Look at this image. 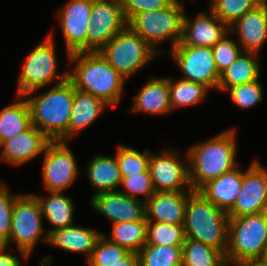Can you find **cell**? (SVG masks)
<instances>
[{"label":"cell","mask_w":267,"mask_h":266,"mask_svg":"<svg viewBox=\"0 0 267 266\" xmlns=\"http://www.w3.org/2000/svg\"><path fill=\"white\" fill-rule=\"evenodd\" d=\"M68 61L74 65L68 70V79L74 88L90 93L115 107L122 99L126 81L99 51H81L69 54Z\"/></svg>","instance_id":"obj_1"},{"label":"cell","mask_w":267,"mask_h":266,"mask_svg":"<svg viewBox=\"0 0 267 266\" xmlns=\"http://www.w3.org/2000/svg\"><path fill=\"white\" fill-rule=\"evenodd\" d=\"M236 128H229L205 142L190 146L187 152L192 190L233 170L236 164Z\"/></svg>","instance_id":"obj_2"},{"label":"cell","mask_w":267,"mask_h":266,"mask_svg":"<svg viewBox=\"0 0 267 266\" xmlns=\"http://www.w3.org/2000/svg\"><path fill=\"white\" fill-rule=\"evenodd\" d=\"M27 93V100L32 125L37 127L51 141H67L68 126L73 107L74 86L67 78L55 83L46 93L32 97Z\"/></svg>","instance_id":"obj_3"},{"label":"cell","mask_w":267,"mask_h":266,"mask_svg":"<svg viewBox=\"0 0 267 266\" xmlns=\"http://www.w3.org/2000/svg\"><path fill=\"white\" fill-rule=\"evenodd\" d=\"M228 214L208 201L200 192L189 193L185 208V238L200 241L224 255L228 246Z\"/></svg>","instance_id":"obj_4"},{"label":"cell","mask_w":267,"mask_h":266,"mask_svg":"<svg viewBox=\"0 0 267 266\" xmlns=\"http://www.w3.org/2000/svg\"><path fill=\"white\" fill-rule=\"evenodd\" d=\"M266 244L267 212L229 217L225 253L228 266H244L258 261Z\"/></svg>","instance_id":"obj_5"},{"label":"cell","mask_w":267,"mask_h":266,"mask_svg":"<svg viewBox=\"0 0 267 266\" xmlns=\"http://www.w3.org/2000/svg\"><path fill=\"white\" fill-rule=\"evenodd\" d=\"M184 9V5L180 1H172L163 9L135 14L127 22V26L134 33L139 34L158 54H161L157 45L163 41L170 40L172 46L170 49L180 42Z\"/></svg>","instance_id":"obj_6"},{"label":"cell","mask_w":267,"mask_h":266,"mask_svg":"<svg viewBox=\"0 0 267 266\" xmlns=\"http://www.w3.org/2000/svg\"><path fill=\"white\" fill-rule=\"evenodd\" d=\"M43 219L40 204L33 193L20 194L13 204L9 241L4 246L9 248L15 242L22 258L28 259L40 239L48 244Z\"/></svg>","instance_id":"obj_7"},{"label":"cell","mask_w":267,"mask_h":266,"mask_svg":"<svg viewBox=\"0 0 267 266\" xmlns=\"http://www.w3.org/2000/svg\"><path fill=\"white\" fill-rule=\"evenodd\" d=\"M99 52L126 80L159 55L128 26L117 33Z\"/></svg>","instance_id":"obj_8"},{"label":"cell","mask_w":267,"mask_h":266,"mask_svg":"<svg viewBox=\"0 0 267 266\" xmlns=\"http://www.w3.org/2000/svg\"><path fill=\"white\" fill-rule=\"evenodd\" d=\"M53 34L39 43L25 58L17 83V95L33 94L49 84L61 83L68 78V72L57 73L56 46Z\"/></svg>","instance_id":"obj_9"},{"label":"cell","mask_w":267,"mask_h":266,"mask_svg":"<svg viewBox=\"0 0 267 266\" xmlns=\"http://www.w3.org/2000/svg\"><path fill=\"white\" fill-rule=\"evenodd\" d=\"M170 53L184 74L181 79L201 83L210 90H217L220 73L211 47L185 46L179 42Z\"/></svg>","instance_id":"obj_10"},{"label":"cell","mask_w":267,"mask_h":266,"mask_svg":"<svg viewBox=\"0 0 267 266\" xmlns=\"http://www.w3.org/2000/svg\"><path fill=\"white\" fill-rule=\"evenodd\" d=\"M127 27L121 0H93L87 32V51H99Z\"/></svg>","instance_id":"obj_11"},{"label":"cell","mask_w":267,"mask_h":266,"mask_svg":"<svg viewBox=\"0 0 267 266\" xmlns=\"http://www.w3.org/2000/svg\"><path fill=\"white\" fill-rule=\"evenodd\" d=\"M67 142L51 141L44 151L42 179L47 192H63L77 179L78 165Z\"/></svg>","instance_id":"obj_12"},{"label":"cell","mask_w":267,"mask_h":266,"mask_svg":"<svg viewBox=\"0 0 267 266\" xmlns=\"http://www.w3.org/2000/svg\"><path fill=\"white\" fill-rule=\"evenodd\" d=\"M184 157L187 159L183 160ZM184 157H179L178 152L171 148L161 151L160 155L150 153L148 170L155 191H192L188 157Z\"/></svg>","instance_id":"obj_13"},{"label":"cell","mask_w":267,"mask_h":266,"mask_svg":"<svg viewBox=\"0 0 267 266\" xmlns=\"http://www.w3.org/2000/svg\"><path fill=\"white\" fill-rule=\"evenodd\" d=\"M267 212V169L255 159L243 171L242 186L228 217Z\"/></svg>","instance_id":"obj_14"},{"label":"cell","mask_w":267,"mask_h":266,"mask_svg":"<svg viewBox=\"0 0 267 266\" xmlns=\"http://www.w3.org/2000/svg\"><path fill=\"white\" fill-rule=\"evenodd\" d=\"M93 0H68L58 12L67 58L69 54L87 51V32Z\"/></svg>","instance_id":"obj_15"},{"label":"cell","mask_w":267,"mask_h":266,"mask_svg":"<svg viewBox=\"0 0 267 266\" xmlns=\"http://www.w3.org/2000/svg\"><path fill=\"white\" fill-rule=\"evenodd\" d=\"M90 205L96 212L110 220L111 224L146 220L143 199L137 200L119 191L94 194Z\"/></svg>","instance_id":"obj_16"},{"label":"cell","mask_w":267,"mask_h":266,"mask_svg":"<svg viewBox=\"0 0 267 266\" xmlns=\"http://www.w3.org/2000/svg\"><path fill=\"white\" fill-rule=\"evenodd\" d=\"M50 142L51 140L44 133L31 125L27 130L0 144V161L14 166L22 165L40 153H44Z\"/></svg>","instance_id":"obj_17"},{"label":"cell","mask_w":267,"mask_h":266,"mask_svg":"<svg viewBox=\"0 0 267 266\" xmlns=\"http://www.w3.org/2000/svg\"><path fill=\"white\" fill-rule=\"evenodd\" d=\"M210 13L202 11L194 18H189L186 13L184 14L180 40L182 45L213 47L230 32L229 27L211 10Z\"/></svg>","instance_id":"obj_18"},{"label":"cell","mask_w":267,"mask_h":266,"mask_svg":"<svg viewBox=\"0 0 267 266\" xmlns=\"http://www.w3.org/2000/svg\"><path fill=\"white\" fill-rule=\"evenodd\" d=\"M229 31L238 34L237 40L243 52L259 54L267 40V0L246 12L229 27Z\"/></svg>","instance_id":"obj_19"},{"label":"cell","mask_w":267,"mask_h":266,"mask_svg":"<svg viewBox=\"0 0 267 266\" xmlns=\"http://www.w3.org/2000/svg\"><path fill=\"white\" fill-rule=\"evenodd\" d=\"M191 191H155L145 202L146 220L184 224L185 208Z\"/></svg>","instance_id":"obj_20"},{"label":"cell","mask_w":267,"mask_h":266,"mask_svg":"<svg viewBox=\"0 0 267 266\" xmlns=\"http://www.w3.org/2000/svg\"><path fill=\"white\" fill-rule=\"evenodd\" d=\"M242 167L238 165L219 178L209 181L198 192L213 205L228 213L240 194L243 179Z\"/></svg>","instance_id":"obj_21"},{"label":"cell","mask_w":267,"mask_h":266,"mask_svg":"<svg viewBox=\"0 0 267 266\" xmlns=\"http://www.w3.org/2000/svg\"><path fill=\"white\" fill-rule=\"evenodd\" d=\"M134 98L132 112H143L149 115H164L172 112L167 77H150Z\"/></svg>","instance_id":"obj_22"},{"label":"cell","mask_w":267,"mask_h":266,"mask_svg":"<svg viewBox=\"0 0 267 266\" xmlns=\"http://www.w3.org/2000/svg\"><path fill=\"white\" fill-rule=\"evenodd\" d=\"M103 235L95 229L71 225L48 235V244L67 252L84 253L90 259L97 241Z\"/></svg>","instance_id":"obj_23"},{"label":"cell","mask_w":267,"mask_h":266,"mask_svg":"<svg viewBox=\"0 0 267 266\" xmlns=\"http://www.w3.org/2000/svg\"><path fill=\"white\" fill-rule=\"evenodd\" d=\"M108 106L103 100L94 97L90 93L74 88L73 107L68 126V140L94 123Z\"/></svg>","instance_id":"obj_24"},{"label":"cell","mask_w":267,"mask_h":266,"mask_svg":"<svg viewBox=\"0 0 267 266\" xmlns=\"http://www.w3.org/2000/svg\"><path fill=\"white\" fill-rule=\"evenodd\" d=\"M259 54L241 52L235 61L220 73L217 90L223 93L236 85L246 84L260 77V63L257 60Z\"/></svg>","instance_id":"obj_25"},{"label":"cell","mask_w":267,"mask_h":266,"mask_svg":"<svg viewBox=\"0 0 267 266\" xmlns=\"http://www.w3.org/2000/svg\"><path fill=\"white\" fill-rule=\"evenodd\" d=\"M49 196L42 197L41 195L33 194L38 200L42 215L48 222L53 225V229L47 230L49 235L55 230L62 229L73 225L74 204L73 198L66 197L59 191H49Z\"/></svg>","instance_id":"obj_26"},{"label":"cell","mask_w":267,"mask_h":266,"mask_svg":"<svg viewBox=\"0 0 267 266\" xmlns=\"http://www.w3.org/2000/svg\"><path fill=\"white\" fill-rule=\"evenodd\" d=\"M87 167L88 180L96 193L118 191L121 173L115 157L95 155Z\"/></svg>","instance_id":"obj_27"},{"label":"cell","mask_w":267,"mask_h":266,"mask_svg":"<svg viewBox=\"0 0 267 266\" xmlns=\"http://www.w3.org/2000/svg\"><path fill=\"white\" fill-rule=\"evenodd\" d=\"M16 99V102L5 106L0 111V144L32 125L26 98L23 95H17Z\"/></svg>","instance_id":"obj_28"},{"label":"cell","mask_w":267,"mask_h":266,"mask_svg":"<svg viewBox=\"0 0 267 266\" xmlns=\"http://www.w3.org/2000/svg\"><path fill=\"white\" fill-rule=\"evenodd\" d=\"M182 266H228L225 255L200 241L184 239Z\"/></svg>","instance_id":"obj_29"},{"label":"cell","mask_w":267,"mask_h":266,"mask_svg":"<svg viewBox=\"0 0 267 266\" xmlns=\"http://www.w3.org/2000/svg\"><path fill=\"white\" fill-rule=\"evenodd\" d=\"M111 230V237L103 235L129 252L138 253L146 244L147 220L112 224Z\"/></svg>","instance_id":"obj_30"},{"label":"cell","mask_w":267,"mask_h":266,"mask_svg":"<svg viewBox=\"0 0 267 266\" xmlns=\"http://www.w3.org/2000/svg\"><path fill=\"white\" fill-rule=\"evenodd\" d=\"M169 98L172 111L174 108L193 106L206 98L208 91L207 86L188 80L178 79L174 82L169 78Z\"/></svg>","instance_id":"obj_31"},{"label":"cell","mask_w":267,"mask_h":266,"mask_svg":"<svg viewBox=\"0 0 267 266\" xmlns=\"http://www.w3.org/2000/svg\"><path fill=\"white\" fill-rule=\"evenodd\" d=\"M138 255L140 266H182V245L145 244Z\"/></svg>","instance_id":"obj_32"},{"label":"cell","mask_w":267,"mask_h":266,"mask_svg":"<svg viewBox=\"0 0 267 266\" xmlns=\"http://www.w3.org/2000/svg\"><path fill=\"white\" fill-rule=\"evenodd\" d=\"M116 160L121 177L149 173L150 150L148 149L140 153L132 147L119 144L116 151Z\"/></svg>","instance_id":"obj_33"},{"label":"cell","mask_w":267,"mask_h":266,"mask_svg":"<svg viewBox=\"0 0 267 266\" xmlns=\"http://www.w3.org/2000/svg\"><path fill=\"white\" fill-rule=\"evenodd\" d=\"M211 10L228 27L246 12L255 9L264 0H210Z\"/></svg>","instance_id":"obj_34"},{"label":"cell","mask_w":267,"mask_h":266,"mask_svg":"<svg viewBox=\"0 0 267 266\" xmlns=\"http://www.w3.org/2000/svg\"><path fill=\"white\" fill-rule=\"evenodd\" d=\"M184 224L147 221L146 244L183 245Z\"/></svg>","instance_id":"obj_35"},{"label":"cell","mask_w":267,"mask_h":266,"mask_svg":"<svg viewBox=\"0 0 267 266\" xmlns=\"http://www.w3.org/2000/svg\"><path fill=\"white\" fill-rule=\"evenodd\" d=\"M129 251L102 235L96 243L90 259L89 266H105L119 262Z\"/></svg>","instance_id":"obj_36"},{"label":"cell","mask_w":267,"mask_h":266,"mask_svg":"<svg viewBox=\"0 0 267 266\" xmlns=\"http://www.w3.org/2000/svg\"><path fill=\"white\" fill-rule=\"evenodd\" d=\"M226 91L232 102L240 109L253 107L263 101V89L259 78L250 83L233 86Z\"/></svg>","instance_id":"obj_37"},{"label":"cell","mask_w":267,"mask_h":266,"mask_svg":"<svg viewBox=\"0 0 267 266\" xmlns=\"http://www.w3.org/2000/svg\"><path fill=\"white\" fill-rule=\"evenodd\" d=\"M120 186H123L125 191L118 190L119 192L137 200L140 199L138 195H142L145 197L144 202L155 193L150 173L122 177Z\"/></svg>","instance_id":"obj_38"},{"label":"cell","mask_w":267,"mask_h":266,"mask_svg":"<svg viewBox=\"0 0 267 266\" xmlns=\"http://www.w3.org/2000/svg\"><path fill=\"white\" fill-rule=\"evenodd\" d=\"M230 34V32L226 34L213 47H211L219 73L229 67L242 52L241 46L238 42H235L231 38L227 37Z\"/></svg>","instance_id":"obj_39"},{"label":"cell","mask_w":267,"mask_h":266,"mask_svg":"<svg viewBox=\"0 0 267 266\" xmlns=\"http://www.w3.org/2000/svg\"><path fill=\"white\" fill-rule=\"evenodd\" d=\"M18 194H11L6 183L0 186V246L9 241L12 210Z\"/></svg>","instance_id":"obj_40"},{"label":"cell","mask_w":267,"mask_h":266,"mask_svg":"<svg viewBox=\"0 0 267 266\" xmlns=\"http://www.w3.org/2000/svg\"><path fill=\"white\" fill-rule=\"evenodd\" d=\"M173 0H121L127 22L137 13L159 10L167 7Z\"/></svg>","instance_id":"obj_41"},{"label":"cell","mask_w":267,"mask_h":266,"mask_svg":"<svg viewBox=\"0 0 267 266\" xmlns=\"http://www.w3.org/2000/svg\"><path fill=\"white\" fill-rule=\"evenodd\" d=\"M7 246L1 245L0 246V266H22V261L19 257L12 255L9 252Z\"/></svg>","instance_id":"obj_42"},{"label":"cell","mask_w":267,"mask_h":266,"mask_svg":"<svg viewBox=\"0 0 267 266\" xmlns=\"http://www.w3.org/2000/svg\"><path fill=\"white\" fill-rule=\"evenodd\" d=\"M105 266H140L139 255L136 252H129L123 259L119 260V262Z\"/></svg>","instance_id":"obj_43"},{"label":"cell","mask_w":267,"mask_h":266,"mask_svg":"<svg viewBox=\"0 0 267 266\" xmlns=\"http://www.w3.org/2000/svg\"><path fill=\"white\" fill-rule=\"evenodd\" d=\"M260 265L267 266V244L264 248L262 256L257 261Z\"/></svg>","instance_id":"obj_44"},{"label":"cell","mask_w":267,"mask_h":266,"mask_svg":"<svg viewBox=\"0 0 267 266\" xmlns=\"http://www.w3.org/2000/svg\"><path fill=\"white\" fill-rule=\"evenodd\" d=\"M53 257H51L50 255L49 256H45L43 259H42V262H41V265L40 266H50L51 264V260H52Z\"/></svg>","instance_id":"obj_45"},{"label":"cell","mask_w":267,"mask_h":266,"mask_svg":"<svg viewBox=\"0 0 267 266\" xmlns=\"http://www.w3.org/2000/svg\"><path fill=\"white\" fill-rule=\"evenodd\" d=\"M244 266H263V265H260L257 261L256 262H251V263H248Z\"/></svg>","instance_id":"obj_46"}]
</instances>
